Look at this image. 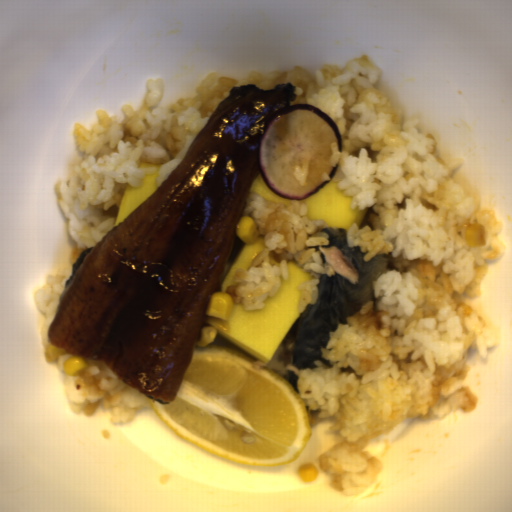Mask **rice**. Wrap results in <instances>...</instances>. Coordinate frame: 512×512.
<instances>
[{
    "mask_svg": "<svg viewBox=\"0 0 512 512\" xmlns=\"http://www.w3.org/2000/svg\"><path fill=\"white\" fill-rule=\"evenodd\" d=\"M72 271L73 267L48 275L43 286L35 291L33 296L38 310L44 314L40 333L47 350L51 345L48 339L49 328L57 313L59 297L71 277Z\"/></svg>",
    "mask_w": 512,
    "mask_h": 512,
    "instance_id": "4",
    "label": "rice"
},
{
    "mask_svg": "<svg viewBox=\"0 0 512 512\" xmlns=\"http://www.w3.org/2000/svg\"><path fill=\"white\" fill-rule=\"evenodd\" d=\"M381 71L364 53L343 64L253 71L243 79L211 73L194 97L167 106H159L164 79H150L141 106L122 104L116 116L98 110L90 130L75 123L78 152L54 186L74 264L115 228L126 186L154 173L139 164H160L159 187L233 87L284 89L290 106L310 104L328 115L342 137V151L330 143L329 163L338 165L331 180L367 209L359 227L345 228L347 246L358 247L365 261L384 256L386 273L373 281V298L328 335L310 370L284 364L282 342L268 363L217 333L211 343L283 379L298 376L310 427L330 417L329 430L343 439L316 460L329 473L328 486L346 496L379 481L381 462L368 447L377 437L408 418L476 409L480 378L466 359L470 352L487 358L502 339L465 299L479 296L488 263L505 255V226L458 183L463 161L443 159L420 118L407 120L379 90Z\"/></svg>",
    "mask_w": 512,
    "mask_h": 512,
    "instance_id": "1",
    "label": "rice"
},
{
    "mask_svg": "<svg viewBox=\"0 0 512 512\" xmlns=\"http://www.w3.org/2000/svg\"><path fill=\"white\" fill-rule=\"evenodd\" d=\"M242 216L253 219L264 248L246 267L232 274L226 294L248 311L261 308L288 279L289 263L294 262L312 278L300 286V317L318 300L320 276L334 273L323 254V247L330 242L328 231L334 226L325 225L320 218L309 221L302 198L290 199L284 206L249 192Z\"/></svg>",
    "mask_w": 512,
    "mask_h": 512,
    "instance_id": "2",
    "label": "rice"
},
{
    "mask_svg": "<svg viewBox=\"0 0 512 512\" xmlns=\"http://www.w3.org/2000/svg\"><path fill=\"white\" fill-rule=\"evenodd\" d=\"M245 244L246 243L243 240H241L237 236V234L235 233L233 249H232V252H231L230 256L228 257V259L226 261L224 272H223V276H222V280H221L220 283L223 282L225 276L227 275V273H228L229 269L231 268L233 262L235 261L237 255L242 250V248L245 246Z\"/></svg>",
    "mask_w": 512,
    "mask_h": 512,
    "instance_id": "5",
    "label": "rice"
},
{
    "mask_svg": "<svg viewBox=\"0 0 512 512\" xmlns=\"http://www.w3.org/2000/svg\"><path fill=\"white\" fill-rule=\"evenodd\" d=\"M71 357L67 351L53 361L63 378L67 404L73 415L96 416L100 409H105L110 426H120L130 423L142 408H153L151 396L121 381L101 360L82 357L85 368L77 375H66L64 364Z\"/></svg>",
    "mask_w": 512,
    "mask_h": 512,
    "instance_id": "3",
    "label": "rice"
}]
</instances>
